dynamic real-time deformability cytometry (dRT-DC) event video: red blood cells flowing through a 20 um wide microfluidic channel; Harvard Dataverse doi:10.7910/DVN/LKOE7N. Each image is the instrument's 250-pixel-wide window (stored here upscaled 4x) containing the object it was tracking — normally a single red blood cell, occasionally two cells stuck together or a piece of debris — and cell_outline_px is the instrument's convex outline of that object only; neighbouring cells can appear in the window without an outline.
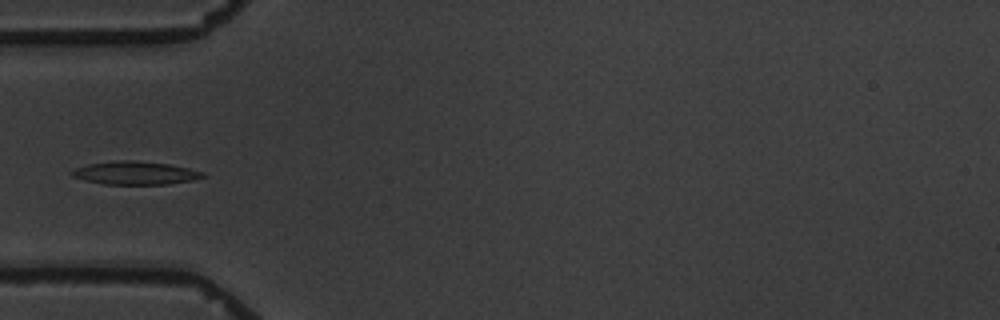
{"species": "common noctule bat (a hibernating species)", "species_latin": "Nyctalus noctula", "temperature_condition": "warm", "stored_images_in_passage": 6, "camera_frame_rate_fps": 3000, "um_per_image_px": 0.085, "animal": {"sex": "male", "body_mass_g": 19.5, "forearm_length_mm": 54.6}, "frame": {"image": 1, "passage_image": 5, "time_ms": 5.333, "image_size_px": [1000, 320], "cell_outline_px": [[208, 176], [192, 180], [168, 184], [104, 184], [84, 180], [72, 176], [68, 172], [76, 168], [88, 164], [112, 160], [132, 160], [168, 164], [188, 168], [204, 172]], "centroid_in_image_um": [11.48, 14.7], "position_along_channel_um": 73.5, "area_um2": 17.74}}
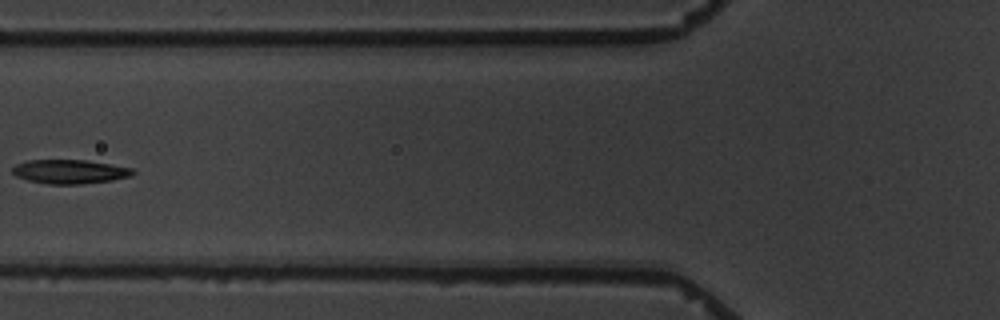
{"frame": {"image": 2, "passage_image": 6, "time_ms": 6.667, "image_size_px": [1000, 320], "cell_outline_px": [[136, 172], [132, 176], [112, 180], [80, 184], [48, 184], [28, 180], [16, 176], [12, 172], [12, 168], [16, 164], [28, 160], [88, 160], [132, 168]], "centroid_in_image_um": [5.94, 14.58], "position_along_channel_um": 119.9, "area_um2": 16.88}}